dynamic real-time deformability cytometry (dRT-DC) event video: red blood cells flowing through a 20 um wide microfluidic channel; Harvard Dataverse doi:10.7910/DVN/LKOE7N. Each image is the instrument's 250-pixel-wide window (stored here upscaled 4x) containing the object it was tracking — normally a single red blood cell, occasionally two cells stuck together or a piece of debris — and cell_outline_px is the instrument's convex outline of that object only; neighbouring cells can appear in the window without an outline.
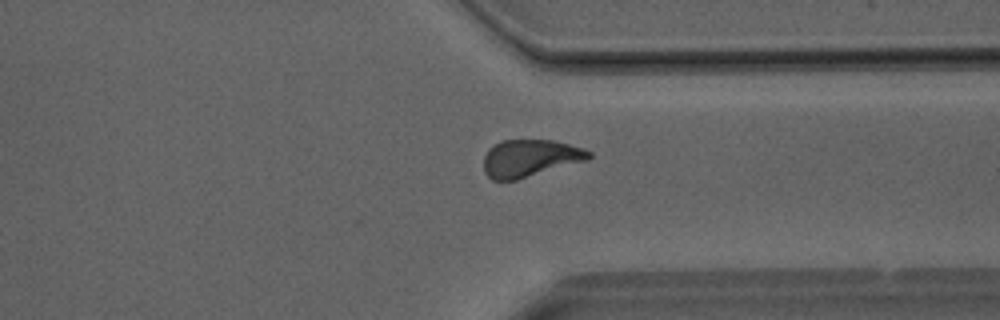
{"species": "Egyptian fruit bat (a non-hibernating species)", "species_latin": "Rousettus aegyptiacus", "temperature_condition": "room temperature", "stored_images_in_passage": 38, "camera_frame_rate_fps": 3000, "um_per_image_px": 0.085, "animal": {"sex": "male"}, "frame": {"image": 1, "passage_image": 29, "time_ms": 9.333, "image_size_px": [1000, 320], "cell_outline_px": [[592, 156], [588, 160], [516, 180], [492, 180], [484, 172], [484, 156], [488, 148], [500, 140], [552, 140], [584, 148], [592, 152]], "centroid_in_image_um": [45.05, 13.44], "position_along_channel_um": 366.4, "area_um2": 22.95}}
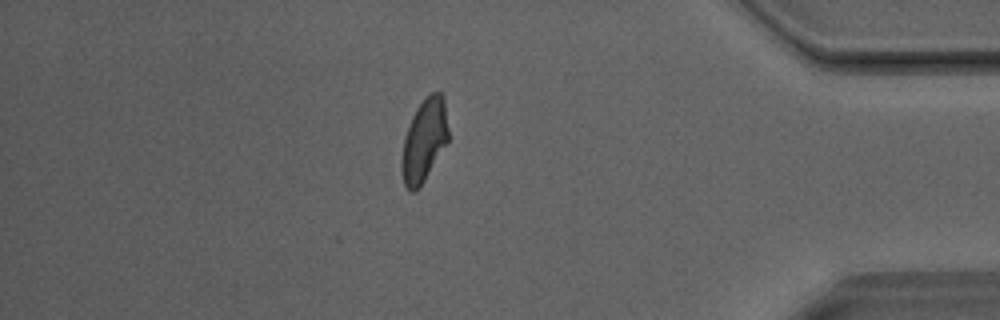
{"frame": {"image": 2, "passage_image": 33, "time_ms": 10.667, "image_size_px": [1000, 320], "cell_outline_px": [[448, 140], [424, 180], [416, 192], [408, 192], [404, 184], [400, 168], [400, 160], [404, 136], [412, 116], [416, 108], [424, 96], [428, 92], [440, 92], [444, 96], [448, 128]], "centroid_in_image_um": [36.02, 11.91], "position_along_channel_um": 399.2, "area_um2": 22.77}}